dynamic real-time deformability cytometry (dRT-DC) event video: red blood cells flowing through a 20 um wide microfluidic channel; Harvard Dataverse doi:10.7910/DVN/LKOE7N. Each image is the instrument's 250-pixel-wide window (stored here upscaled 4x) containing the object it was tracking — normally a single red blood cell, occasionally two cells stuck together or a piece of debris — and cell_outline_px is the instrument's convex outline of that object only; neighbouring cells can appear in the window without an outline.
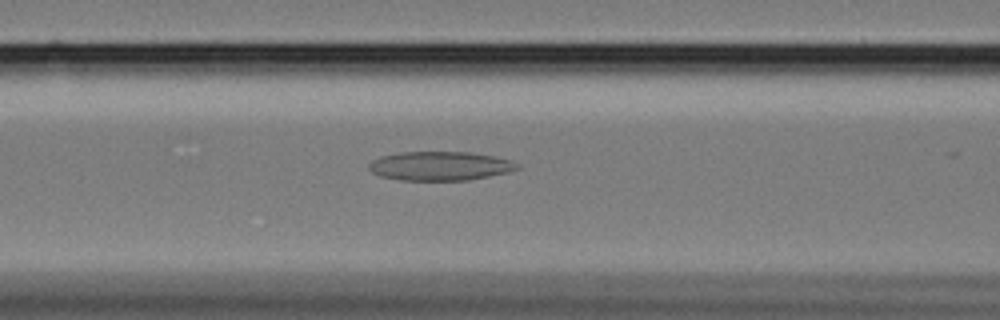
{"species": "Egyptian fruit bat (a non-hibernating species)", "species_latin": "Rousettus aegyptiacus", "temperature_condition": "cold", "stored_images_in_passage": 42, "camera_frame_rate_fps": 3000, "um_per_image_px": 0.085, "animal": {"sex": "female"}, "frame": {"image": 1, "passage_image": 7, "time_ms": 2.0, "image_size_px": [1000, 320], "cell_outline_px": [[520, 168], [508, 172], [468, 180], [400, 180], [380, 176], [372, 172], [368, 168], [368, 164], [372, 160], [380, 156], [400, 152], [472, 152], [496, 156], [512, 160], [520, 164]], "centroid_in_image_um": [37.42, 14.1], "position_along_channel_um": 129.2, "area_um2": 25.26}}
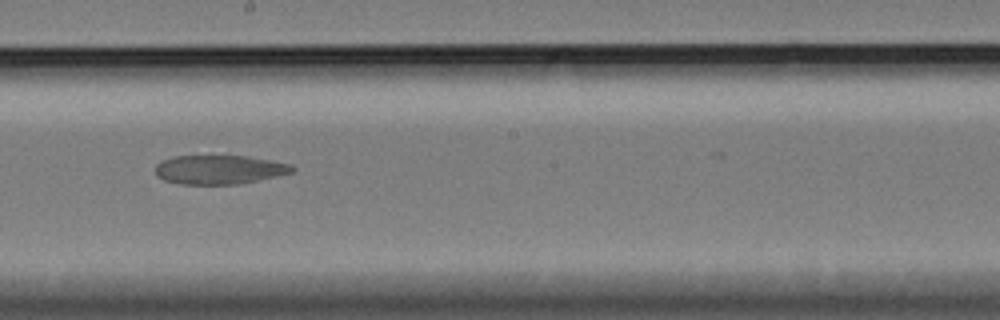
{"frame": {"image": 2, "passage_image": 16, "time_ms": 5.0, "image_size_px": [1000, 320], "cell_outline_px": [[296, 168], [292, 172], [276, 176], [240, 184], [180, 184], [164, 180], [156, 176], [156, 164], [160, 160], [172, 156], [212, 152], [248, 156], [292, 164]], "centroid_in_image_um": [18.59, 14.35], "position_along_channel_um": 229.6, "area_um2": 24.33}}
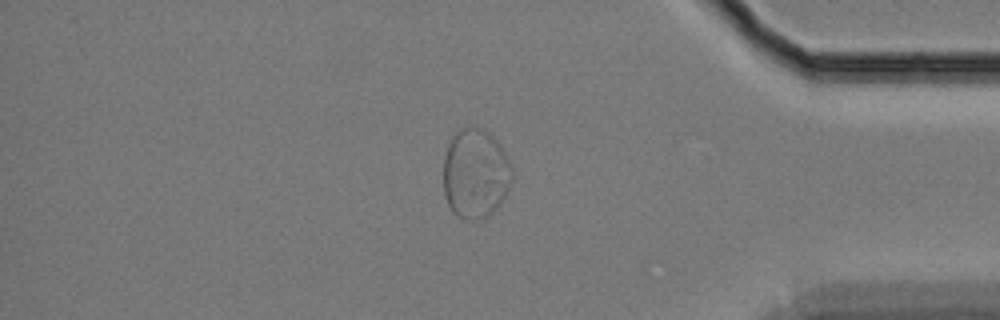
{"frame": {"image": 3, "passage_image": 33, "time_ms": 10.667, "image_size_px": [1000, 320], "cell_outline_px": [[512, 184], [496, 208], [492, 212], [476, 220], [468, 220], [452, 212], [444, 196], [444, 156], [448, 144], [452, 136], [456, 132], [464, 128], [476, 124], [484, 128], [496, 140], [512, 164]], "centroid_in_image_um": [40.41, 14.72], "position_along_channel_um": 394.8, "area_um2": 36.01}, "authors_computed_cell_mechanics": {"area_um2": 26.299, "velocity_mm_per_s": 3.3514, "shape_relaxation_time_tau1_ms": null, "shape_relaxation_time_tau2_ms": 1.8651, "deformation_change_tau1": null, "deformation_change_tau2": 0.0504}}